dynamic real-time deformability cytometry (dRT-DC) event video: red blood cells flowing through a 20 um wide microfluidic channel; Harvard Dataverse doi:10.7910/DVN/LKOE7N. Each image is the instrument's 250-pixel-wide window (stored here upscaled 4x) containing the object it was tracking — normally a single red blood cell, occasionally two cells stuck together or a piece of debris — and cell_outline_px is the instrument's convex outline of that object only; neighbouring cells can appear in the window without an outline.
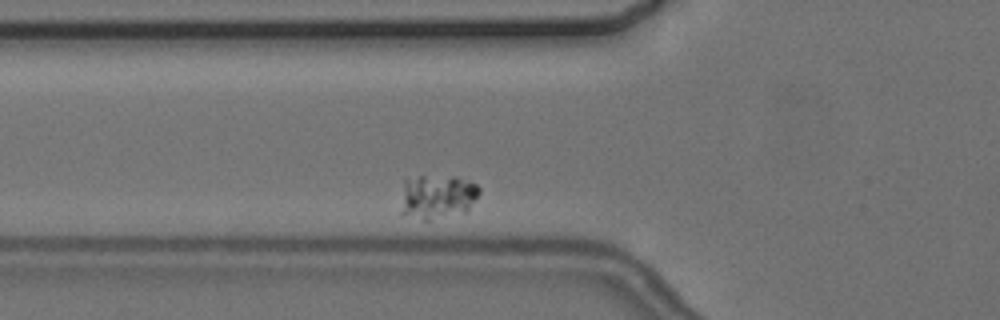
{"species": "common noctule bat (a hibernating species)", "species_latin": "Nyctalus noctula", "temperature_condition": "cold", "stored_images_in_passage": 2, "camera_frame_rate_fps": 3000, "um_per_image_px": 0.085, "animal": {"sex": "female", "body_mass_g": 24.6, "forearm_length_mm": 56.2}, "frame": {"image": 1, "passage_image": 2, "time_ms": 1.0, "image_size_px": [1000, 320], "cell_outline_px": [[480, 192], [468, 208], [464, 212], [428, 220], [424, 220], [400, 216], [400, 212], [404, 180], [420, 176], [456, 176], [476, 184], [480, 188]], "centroid_in_image_um": [37.12, 16.72], "position_along_channel_um": 88.7, "area_um2": 20.35}}